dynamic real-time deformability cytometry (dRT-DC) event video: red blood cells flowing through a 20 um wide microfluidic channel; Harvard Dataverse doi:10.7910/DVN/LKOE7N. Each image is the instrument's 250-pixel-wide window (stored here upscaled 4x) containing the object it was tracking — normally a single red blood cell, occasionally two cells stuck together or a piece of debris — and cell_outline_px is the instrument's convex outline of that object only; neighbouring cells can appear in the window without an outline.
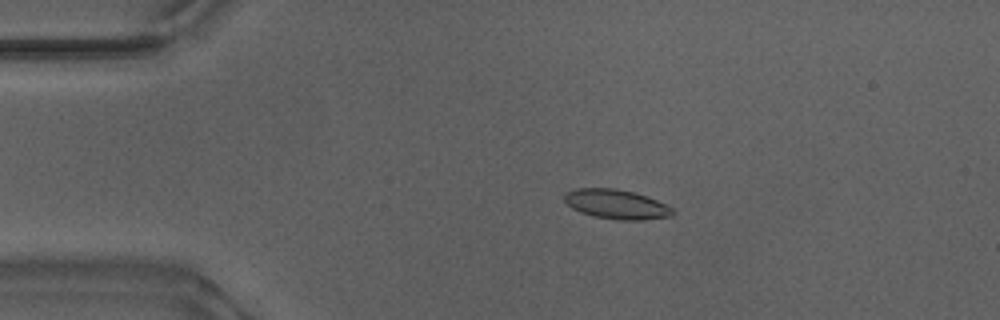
{"species": "Egyptian fruit bat (a non-hibernating species)", "species_latin": "Rousettus aegyptiacus", "temperature_condition": "warm", "stored_images_in_passage": 53, "camera_frame_rate_fps": 3000, "um_per_image_px": 0.085, "animal": {"sex": "male"}, "frame": {"image": 1, "passage_image": 11, "time_ms": 3.333, "image_size_px": [1000, 320], "cell_outline_px": [[676, 212], [672, 216], [644, 220], [620, 220], [592, 216], [580, 212], [572, 208], [564, 200], [564, 196], [568, 192], [576, 188], [616, 188], [636, 192], [648, 196], [672, 208]], "centroid_in_image_um": [52.42, 17.36], "position_along_channel_um": 32.6, "area_um2": 18.73}}
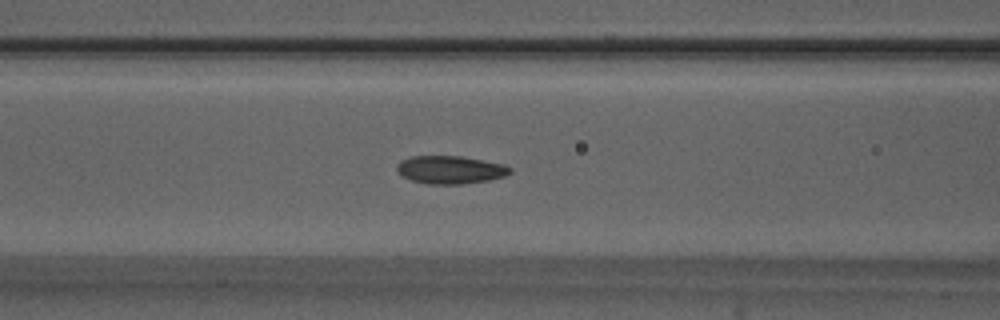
{"frame": {"image": 2, "passage_image": 22, "time_ms": 7.0, "image_size_px": [1000, 320], "cell_outline_px": [[512, 172], [504, 176], [488, 180], [464, 184], [428, 184], [412, 180], [400, 176], [396, 168], [396, 164], [400, 160], [412, 156], [460, 156], [484, 160], [504, 164], [512, 168]], "centroid_in_image_um": [38.26, 14.43], "position_along_channel_um": 128.3, "area_um2": 18.61}}
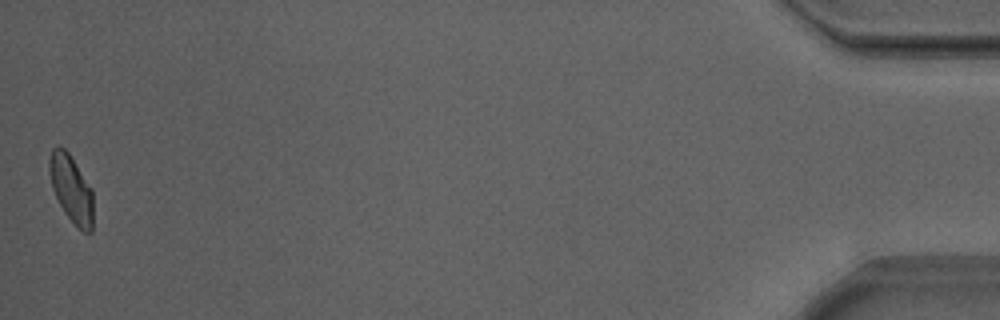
{"frame": {"image": 3, "passage_image": 53, "time_ms": 17.333, "image_size_px": [1000, 320], "cell_outline_px": [[92, 232], [84, 232], [64, 212], [52, 188], [48, 168], [48, 160], [52, 148], [64, 148], [68, 152], [92, 188]], "centroid_in_image_um": [6.05, 16.02], "position_along_channel_um": 429.2, "area_um2": 16.88}, "authors_computed_cell_mechanics": {"area_um2": 18.0914, "velocity_mm_per_s": 3.8697, "shape_relaxation_time_tau1_ms": 6.2154, "shape_relaxation_time_tau2_ms": 1.7282, "deformation_change_tau1": 0.1417, "deformation_change_tau2": 0.0707}}